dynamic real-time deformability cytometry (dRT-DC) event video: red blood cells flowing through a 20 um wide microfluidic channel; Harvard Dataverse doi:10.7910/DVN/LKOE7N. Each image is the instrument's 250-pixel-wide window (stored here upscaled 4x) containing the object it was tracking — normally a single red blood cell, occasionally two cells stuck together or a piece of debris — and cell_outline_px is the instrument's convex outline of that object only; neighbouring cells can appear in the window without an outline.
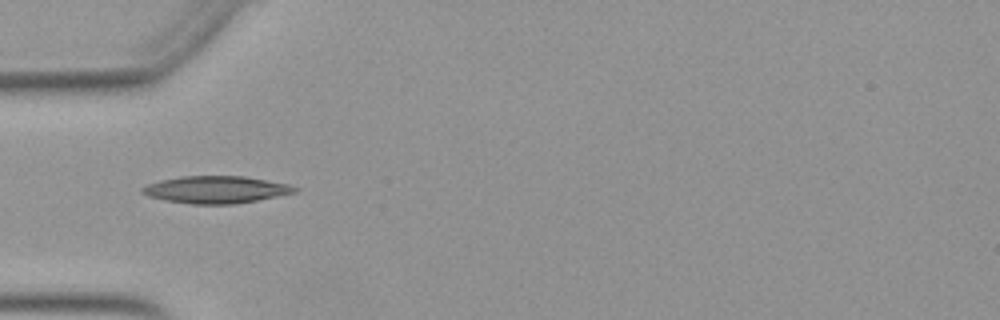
{"species": "Egyptian fruit bat (a non-hibernating species)", "species_latin": "Rousettus aegyptiacus", "temperature_condition": "warm", "stored_images_in_passage": 6, "camera_frame_rate_fps": 3000, "um_per_image_px": 0.085, "animal": {"sex": "female"}, "frame": {"image": 1, "passage_image": 1, "time_ms": 0.0, "image_size_px": [1000, 320], "cell_outline_px": [[300, 188], [296, 192], [256, 200], [232, 204], [192, 204], [164, 200], [148, 196], [140, 192], [140, 188], [148, 184], [160, 180], [180, 176], [244, 176], [288, 184]], "centroid_in_image_um": [18.32, 16.11], "position_along_channel_um": 66.7, "area_um2": 24.1}}
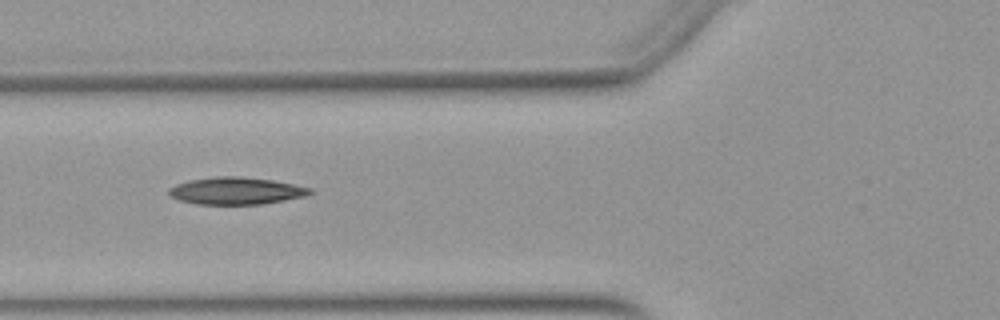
{"frame": {"image": 2, "passage_image": 4, "time_ms": 1.0, "image_size_px": [1000, 320], "cell_outline_px": [[312, 192], [304, 196], [264, 204], [196, 204], [180, 200], [172, 196], [168, 192], [168, 188], [176, 184], [192, 180], [216, 176], [240, 176], [272, 180], [312, 188]], "centroid_in_image_um": [20.06, 16.22], "position_along_channel_um": 105.7, "area_um2": 22.14}}